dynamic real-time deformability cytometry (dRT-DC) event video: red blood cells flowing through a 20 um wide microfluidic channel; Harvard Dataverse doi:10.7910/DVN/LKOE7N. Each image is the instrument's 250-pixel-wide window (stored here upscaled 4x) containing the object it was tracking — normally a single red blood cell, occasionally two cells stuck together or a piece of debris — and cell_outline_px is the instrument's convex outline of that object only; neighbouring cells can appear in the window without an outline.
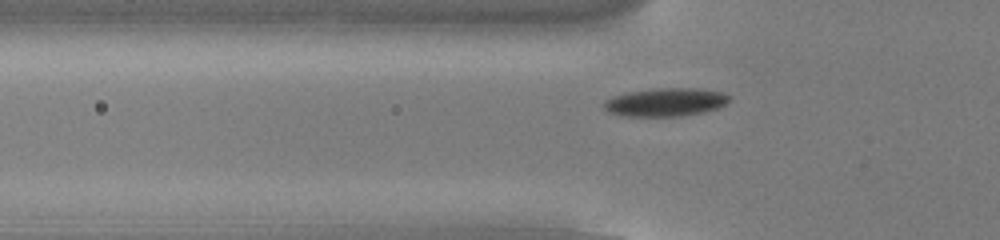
{"species": "common noctule bat (a hibernating species)", "species_latin": "Nyctalus noctula", "temperature_condition": "cold", "stored_images_in_passage": 48, "camera_frame_rate_fps": 3000, "um_per_image_px": 0.085, "animal": {"sex": "male", "body_mass_g": 13.0, "forearm_length_mm": 53.1}, "frame": {"image": 1, "passage_image": 12, "time_ms": 3.667, "image_size_px": [1000, 240], "cell_outline_px": [[732, 96], [724, 104], [716, 108], [704, 112], [680, 116], [624, 116], [608, 112], [604, 108], [604, 100], [612, 96], [628, 92], [656, 88], [700, 88], [724, 92]], "centroid_in_image_um": [56.57, 8.67], "position_along_channel_um": 69.2, "area_um2": 20.75}}
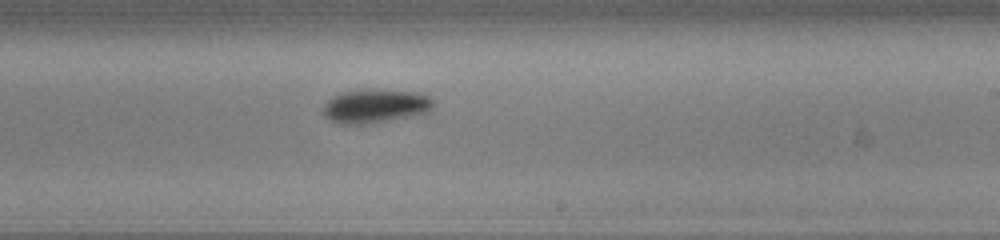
{"frame": {"image": 2, "passage_image": 27, "time_ms": 8.667, "image_size_px": [1000, 240], "cell_outline_px": [[432, 108], [428, 112], [368, 124], [340, 124], [324, 116], [324, 104], [332, 96], [340, 92], [372, 88], [420, 92], [428, 96], [432, 100]], "centroid_in_image_um": [31.88, 8.98], "position_along_channel_um": 257.1, "area_um2": 21.79}}
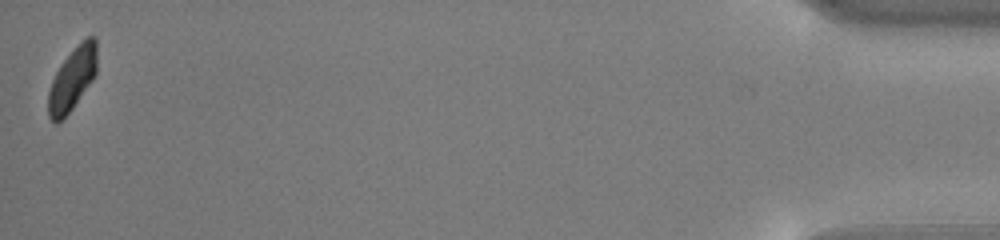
{"frame": {"image": 3, "passage_image": 48, "time_ms": 15.667, "image_size_px": [1000, 240], "cell_outline_px": [[96, 72], [92, 80], [72, 108], [56, 124], [48, 116], [48, 92], [52, 80], [60, 64], [88, 36], [96, 36]], "centroid_in_image_um": [6.13, 6.73], "position_along_channel_um": 429.1, "area_um2": 17.28}}